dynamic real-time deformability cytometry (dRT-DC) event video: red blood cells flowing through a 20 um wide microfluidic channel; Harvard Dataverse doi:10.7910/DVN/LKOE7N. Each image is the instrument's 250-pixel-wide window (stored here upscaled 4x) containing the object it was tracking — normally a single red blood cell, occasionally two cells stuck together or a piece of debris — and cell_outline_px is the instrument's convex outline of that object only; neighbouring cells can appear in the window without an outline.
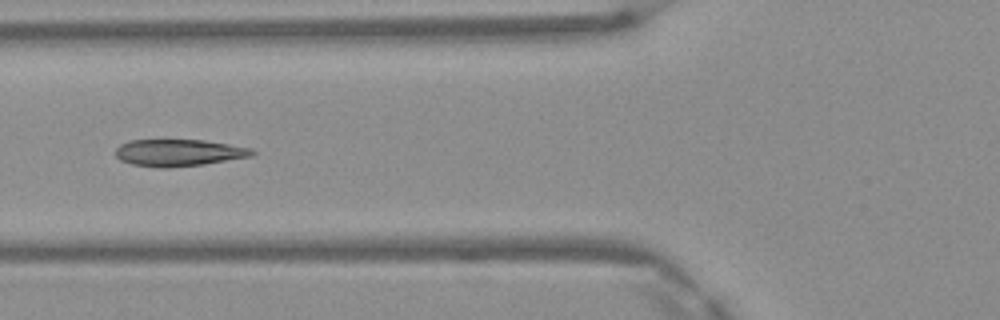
{"species": "Egyptian fruit bat (a non-hibernating species)", "species_latin": "Rousettus aegyptiacus", "temperature_condition": "warm", "stored_images_in_passage": 3, "camera_frame_rate_fps": 3000, "um_per_image_px": 0.085, "frame": {"image": 1, "passage_image": 3, "time_ms": 0.667, "image_size_px": [1000, 320], "cell_outline_px": [[256, 152], [252, 156], [204, 164], [168, 168], [156, 168], [132, 164], [120, 160], [116, 156], [116, 148], [120, 144], [128, 140], [204, 140], [252, 148]], "centroid_in_image_um": [15.17, 12.98], "position_along_channel_um": 110.6, "area_um2": 21.5}}